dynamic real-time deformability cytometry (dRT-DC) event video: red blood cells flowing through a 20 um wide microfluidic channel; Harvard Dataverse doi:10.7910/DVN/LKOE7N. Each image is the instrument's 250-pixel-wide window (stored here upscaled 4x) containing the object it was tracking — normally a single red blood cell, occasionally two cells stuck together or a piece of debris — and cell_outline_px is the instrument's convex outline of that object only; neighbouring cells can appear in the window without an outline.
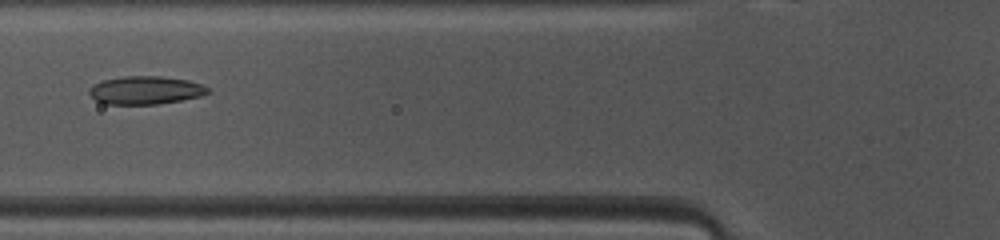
{"species": "common noctule bat (a hibernating species)", "species_latin": "Nyctalus noctula", "temperature_condition": "warm", "stored_images_in_passage": 42, "camera_frame_rate_fps": 3000, "um_per_image_px": 0.085, "animal": {"sex": "female", "body_mass_g": 10.0, "forearm_length_mm": 53.1}, "frame": {"image": 1, "passage_image": 11, "time_ms": 3.333, "image_size_px": [1000, 240], "cell_outline_px": [[208, 92], [200, 96], [180, 100], [156, 104], [104, 104], [96, 100], [88, 92], [96, 84], [104, 80], [124, 76], [164, 76], [188, 80], [200, 84], [208, 88]], "centroid_in_image_um": [12.37, 7.66], "position_along_channel_um": 113.4, "area_um2": 19.13}}
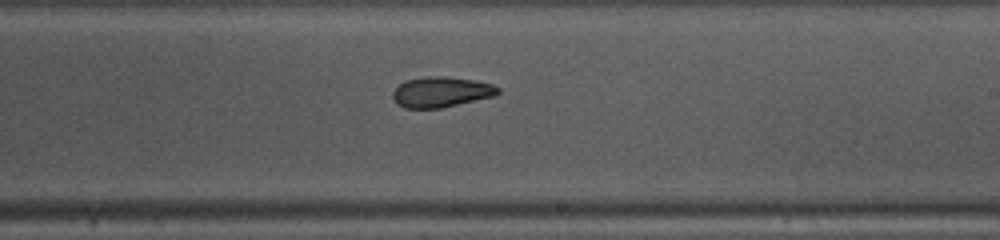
{"frame": {"image": 2, "passage_image": 21, "time_ms": 6.667, "image_size_px": [1000, 240], "cell_outline_px": [[500, 92], [492, 96], [440, 108], [404, 108], [396, 104], [392, 96], [392, 92], [404, 80], [428, 76], [444, 76], [476, 80], [492, 84], [500, 88]], "centroid_in_image_um": [37.46, 7.81], "position_along_channel_um": 251.5, "area_um2": 18.61}}
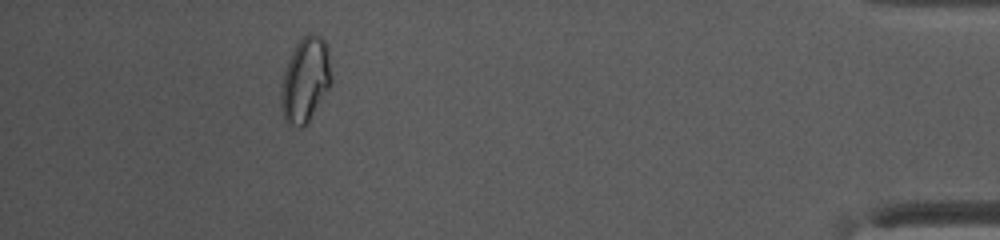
{"frame": {"image": 3, "passage_image": 37, "time_ms": 12.0, "image_size_px": [1000, 240], "cell_outline_px": [[332, 80], [328, 88], [308, 120], [300, 128], [288, 124], [284, 120], [280, 108], [280, 92], [284, 72], [288, 60], [296, 44], [308, 32], [320, 36], [328, 44], [332, 76]], "centroid_in_image_um": [25.94, 6.76], "position_along_channel_um": 409.3, "area_um2": 24.8}, "authors_computed_cell_mechanics": {"area_um2": 20.0566, "velocity_mm_per_s": 4.1341, "shape_relaxation_time_tau1_ms": 4.7902, "shape_relaxation_time_tau2_ms": 4.4556, "deformation_change_tau1": 0.1567, "deformation_change_tau2": 0.0946}}